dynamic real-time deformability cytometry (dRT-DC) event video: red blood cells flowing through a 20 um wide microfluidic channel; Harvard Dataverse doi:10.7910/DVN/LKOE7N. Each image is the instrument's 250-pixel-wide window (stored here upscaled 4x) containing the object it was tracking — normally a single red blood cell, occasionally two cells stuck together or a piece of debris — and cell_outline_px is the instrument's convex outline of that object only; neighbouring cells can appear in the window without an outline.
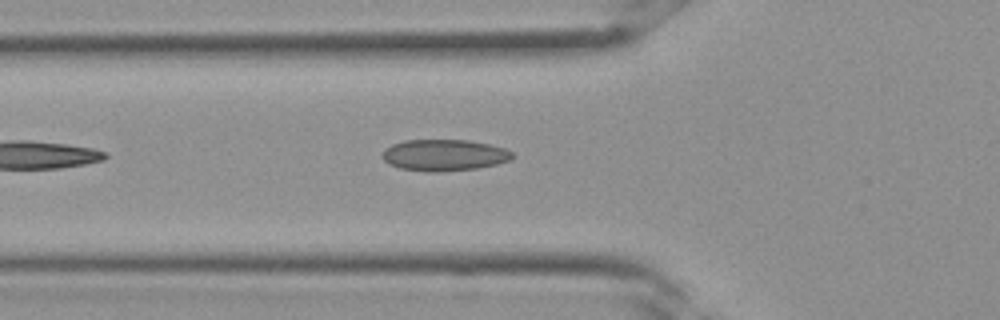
{"species": "Egyptian fruit bat (a non-hibernating species)", "species_latin": "Rousettus aegyptiacus", "temperature_condition": "room temperature", "stored_images_in_passage": 25, "camera_frame_rate_fps": 3000, "um_per_image_px": 0.085, "frame": {"image": 1, "passage_image": 12, "time_ms": 3.667, "image_size_px": [1000, 320], "cell_outline_px": [[516, 156], [512, 160], [496, 164], [476, 168], [440, 172], [428, 172], [400, 168], [388, 164], [380, 156], [384, 148], [392, 144], [404, 140], [468, 140], [488, 144], [504, 148], [512, 152]], "centroid_in_image_um": [37.73, 13.19], "position_along_channel_um": 88.1, "area_um2": 24.04}}
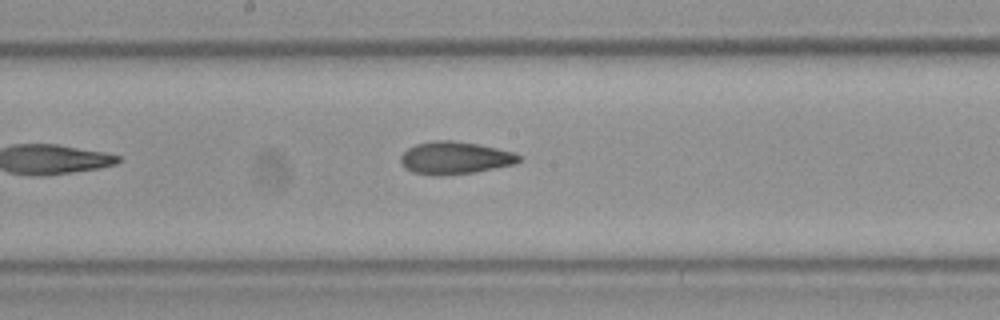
{"frame": {"image": 2, "passage_image": 18, "time_ms": 5.667, "image_size_px": [1000, 320], "cell_outline_px": [[520, 160], [516, 164], [476, 172], [440, 176], [436, 176], [412, 172], [404, 168], [400, 164], [400, 156], [408, 148], [416, 144], [436, 140], [452, 140], [476, 144], [516, 152], [520, 156]], "centroid_in_image_um": [38.66, 13.43], "position_along_channel_um": 209.5, "area_um2": 22.6}}
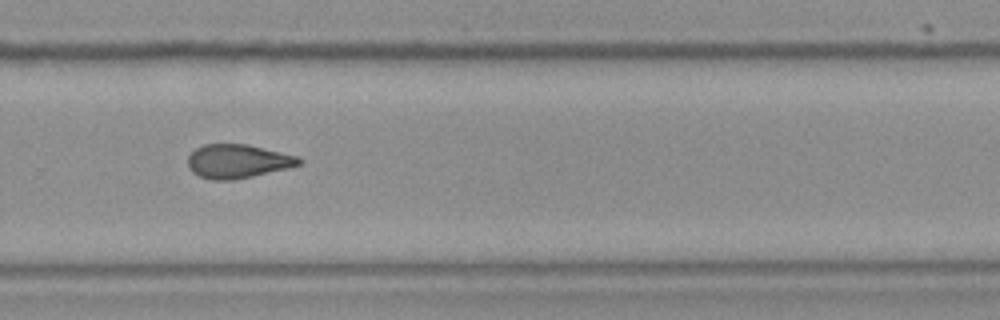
{"frame": {"image": 3, "passage_image": 23, "time_ms": 7.333, "image_size_px": [1000, 320], "cell_outline_px": [[304, 160], [300, 164], [288, 168], [252, 176], [232, 180], [212, 180], [200, 176], [192, 172], [188, 168], [188, 156], [196, 148], [204, 144], [248, 144], [300, 156]], "centroid_in_image_um": [20.23, 13.7], "position_along_channel_um": 309.6, "area_um2": 22.02}}